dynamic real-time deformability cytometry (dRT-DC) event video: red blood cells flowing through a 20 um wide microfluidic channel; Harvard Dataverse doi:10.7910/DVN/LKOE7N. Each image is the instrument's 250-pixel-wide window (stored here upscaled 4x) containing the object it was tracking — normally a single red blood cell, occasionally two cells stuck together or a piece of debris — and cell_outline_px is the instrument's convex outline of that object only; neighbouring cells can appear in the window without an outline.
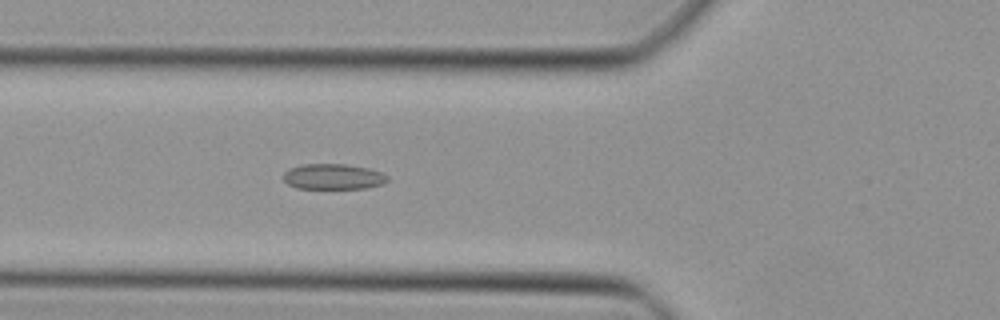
{"species": "Egyptian fruit bat (a non-hibernating species)", "species_latin": "Rousettus aegyptiacus", "temperature_condition": "cold", "stored_images_in_passage": 34, "camera_frame_rate_fps": 3000, "um_per_image_px": 0.085, "animal": {"sex": "female"}, "frame": {"image": 1, "passage_image": 7, "time_ms": 2.0, "image_size_px": [1000, 320], "cell_outline_px": [[388, 180], [384, 184], [364, 188], [296, 188], [288, 184], [284, 180], [284, 172], [288, 168], [304, 164], [344, 164], [368, 168], [380, 172], [388, 176]], "centroid_in_image_um": [28.32, 15.01], "position_along_channel_um": 97.5, "area_um2": 15.43}}
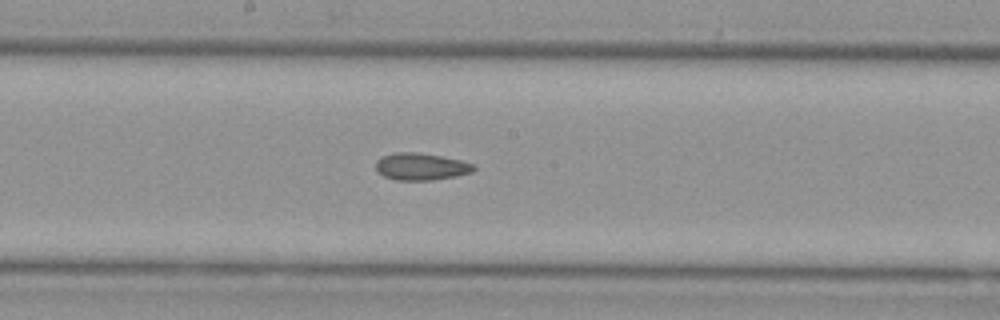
{"frame": {"image": 2, "passage_image": 15, "time_ms": 4.667, "image_size_px": [1000, 320], "cell_outline_px": [[476, 168], [472, 172], [456, 176], [432, 180], [396, 180], [384, 176], [376, 172], [376, 160], [380, 156], [396, 152], [416, 152], [440, 156], [460, 160], [472, 164]], "centroid_in_image_um": [35.74, 14.16], "position_along_channel_um": 212.5, "area_um2": 15.49}}
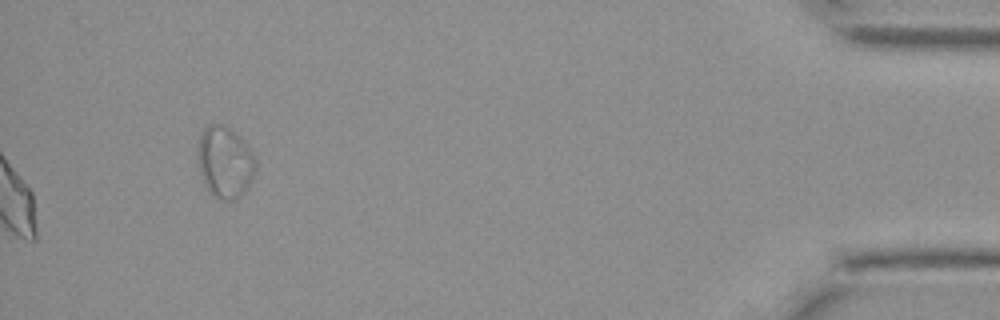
{"frame": {"image": 3, "passage_image": 34, "time_ms": 11.0, "image_size_px": [1000, 320], "cell_outline_px": [[256, 168], [248, 188], [236, 200], [220, 200], [208, 188], [200, 172], [200, 136], [204, 128], [208, 124], [224, 124], [240, 136], [252, 152], [256, 160]], "centroid_in_image_um": [19.18, 13.77], "position_along_channel_um": 416.0, "area_um2": 23.64}}